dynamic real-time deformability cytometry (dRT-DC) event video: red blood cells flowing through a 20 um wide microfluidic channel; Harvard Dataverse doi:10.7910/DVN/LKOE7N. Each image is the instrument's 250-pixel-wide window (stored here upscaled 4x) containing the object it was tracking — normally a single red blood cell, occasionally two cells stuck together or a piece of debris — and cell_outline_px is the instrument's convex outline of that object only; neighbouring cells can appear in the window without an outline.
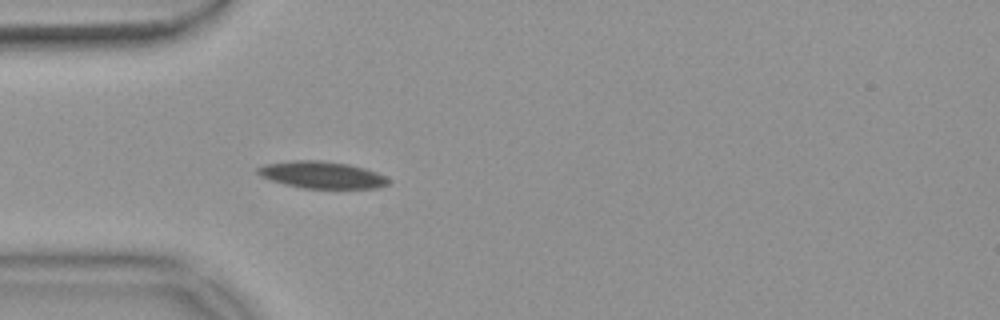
{"species": "common noctule bat (a hibernating species)", "species_latin": "Nyctalus noctula", "temperature_condition": "warm", "stored_images_in_passage": 21, "camera_frame_rate_fps": 3000, "um_per_image_px": 0.085, "animal": {"sex": "female", "body_mass_g": 18.4}, "frame": {"image": 1, "passage_image": 7, "time_ms": 2.0, "image_size_px": [1000, 320], "cell_outline_px": [[392, 180], [388, 184], [376, 188], [304, 188], [284, 184], [260, 176], [256, 172], [256, 168], [264, 164], [292, 160], [320, 160], [348, 164], [364, 168], [376, 172]], "centroid_in_image_um": [27.34, 14.86], "position_along_channel_um": 57.7, "area_um2": 20.52}}
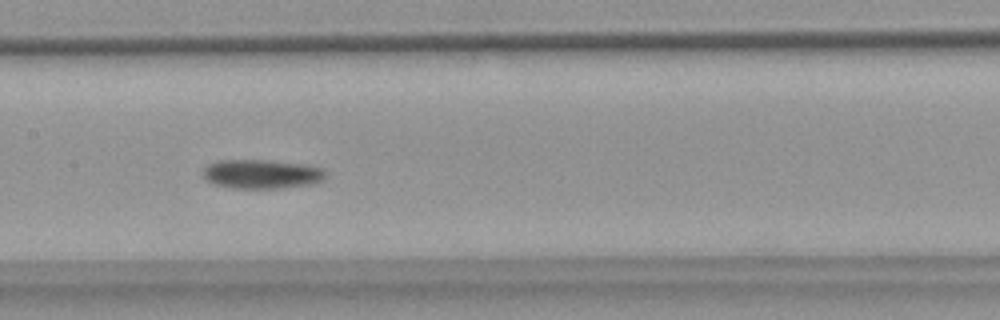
{"frame": {"image": 2, "passage_image": 18, "time_ms": 5.667, "image_size_px": [1000, 320], "cell_outline_px": [[328, 176], [312, 184], [284, 188], [228, 188], [212, 184], [204, 176], [204, 168], [208, 164], [216, 160], [268, 160], [312, 164], [324, 168], [328, 172]], "centroid_in_image_um": [22.31, 14.78], "position_along_channel_um": 185.1, "area_um2": 21.33}}